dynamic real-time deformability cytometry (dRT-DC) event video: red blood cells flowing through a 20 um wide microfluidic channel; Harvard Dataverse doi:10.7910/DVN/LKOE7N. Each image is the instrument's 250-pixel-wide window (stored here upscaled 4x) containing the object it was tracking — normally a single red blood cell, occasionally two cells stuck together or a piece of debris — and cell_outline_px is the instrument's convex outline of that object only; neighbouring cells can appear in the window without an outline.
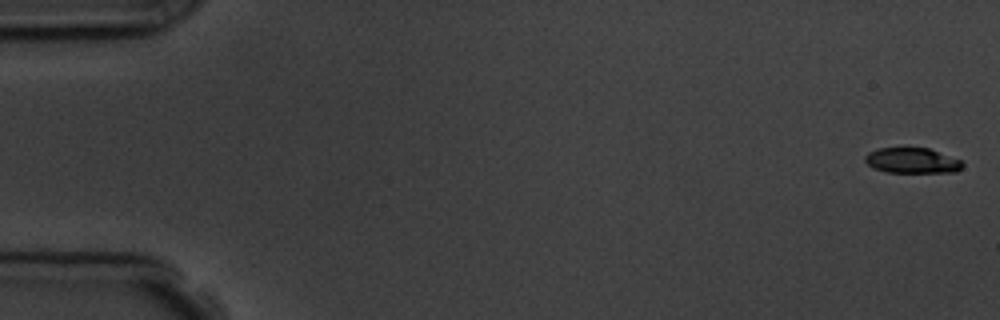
{"species": "common noctule bat (a hibernating species)", "species_latin": "Nyctalus noctula", "temperature_condition": "room temperature", "stored_images_in_passage": 5, "camera_frame_rate_fps": 3000, "um_per_image_px": 0.085, "animal": {"sex": "male", "body_mass_g": 19.5, "forearm_length_mm": 54.6}, "frame": {"image": 1, "passage_image": 1, "time_ms": 0.0, "image_size_px": [1000, 320], "cell_outline_px": [[964, 164], [956, 172], [888, 172], [876, 168], [868, 164], [864, 160], [864, 156], [868, 152], [880, 148], [928, 148], [960, 160]], "centroid_in_image_um": [77.51, 13.64], "position_along_channel_um": 7.5, "area_um2": 14.16}}
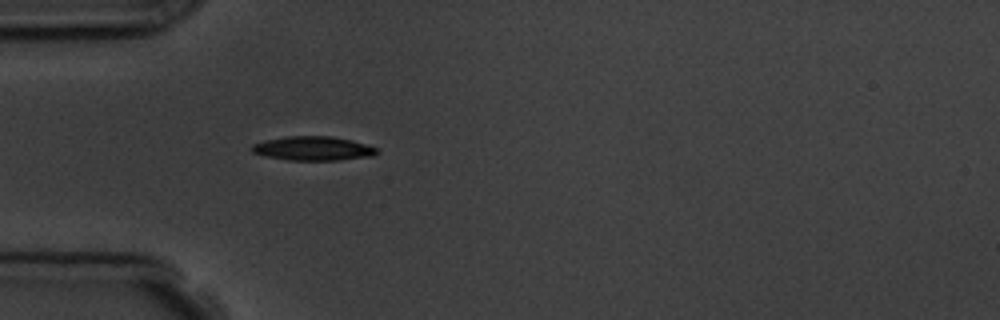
{"frame": {"image": 2, "passage_image": 5, "time_ms": 5.333, "image_size_px": [1000, 320], "cell_outline_px": [[380, 152], [372, 156], [336, 160], [288, 160], [264, 156], [252, 152], [252, 144], [264, 140], [288, 136], [332, 136], [352, 140], [376, 148]], "centroid_in_image_um": [26.59, 12.61], "position_along_channel_um": 58.4, "area_um2": 17.51}}